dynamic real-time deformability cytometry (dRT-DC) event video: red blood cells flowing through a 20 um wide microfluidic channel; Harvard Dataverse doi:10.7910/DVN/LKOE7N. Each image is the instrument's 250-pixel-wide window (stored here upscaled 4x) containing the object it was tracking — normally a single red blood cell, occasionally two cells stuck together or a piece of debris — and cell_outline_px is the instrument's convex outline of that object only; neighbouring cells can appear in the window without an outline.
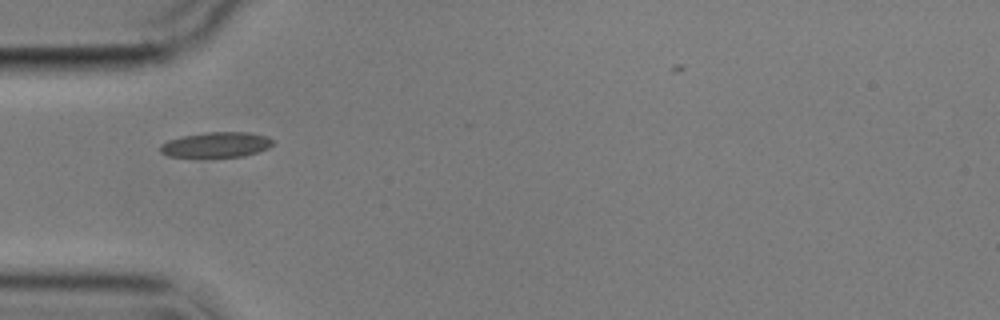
{"species": "common noctule bat (a hibernating species)", "species_latin": "Nyctalus noctula", "temperature_condition": "cold", "stored_images_in_passage": 8, "camera_frame_rate_fps": 3000, "um_per_image_px": 0.085, "animal": {"sex": "male", "body_mass_g": 17.9}, "frame": {"image": 1, "passage_image": 4, "time_ms": 5.0, "image_size_px": [1000, 320], "cell_outline_px": [[276, 140], [268, 148], [244, 156], [168, 156], [160, 152], [160, 144], [168, 140], [184, 136], [204, 132], [248, 132], [268, 136]], "centroid_in_image_um": [18.41, 12.28], "position_along_channel_um": 66.6, "area_um2": 16.42}}
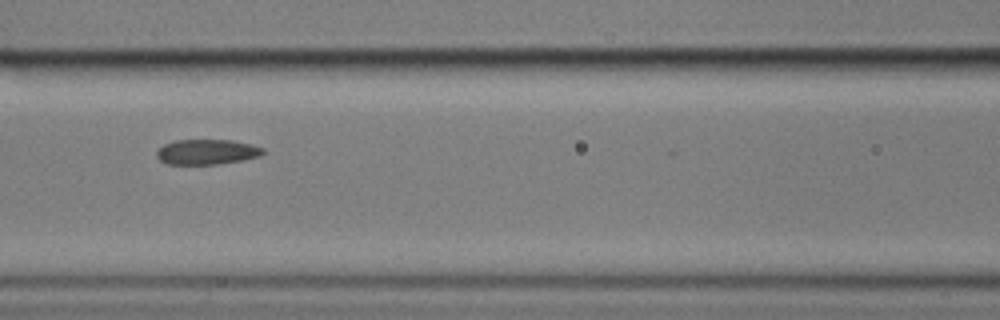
{"frame": {"image": 2, "passage_image": 6, "time_ms": 7.333, "image_size_px": [1000, 320], "cell_outline_px": [[264, 152], [260, 156], [244, 160], [216, 164], [168, 164], [160, 160], [156, 156], [156, 152], [164, 144], [176, 140], [232, 140], [252, 144], [264, 148]], "centroid_in_image_um": [17.6, 12.91], "position_along_channel_um": 149.0, "area_um2": 15.61}}
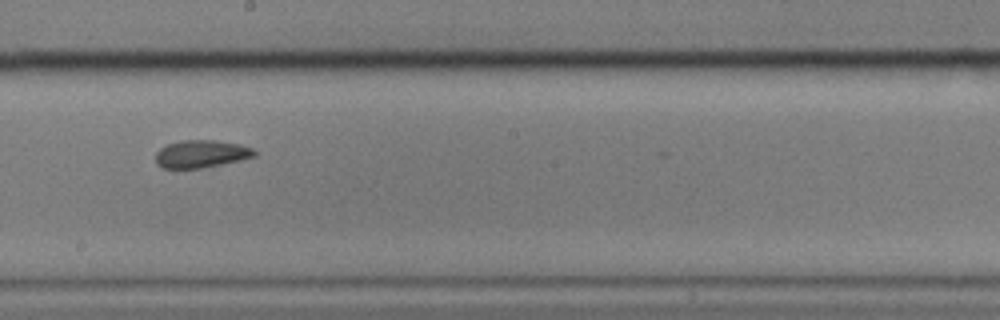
{"frame": {"image": 3, "passage_image": 8, "time_ms": 9.667, "image_size_px": [1000, 320], "cell_outline_px": [[256, 156], [240, 160], [200, 168], [164, 168], [156, 164], [156, 152], [160, 148], [168, 144], [180, 140], [216, 140], [240, 144], [252, 148], [256, 152]], "centroid_in_image_um": [17.1, 13.07], "position_along_channel_um": 231.1, "area_um2": 15.84}}